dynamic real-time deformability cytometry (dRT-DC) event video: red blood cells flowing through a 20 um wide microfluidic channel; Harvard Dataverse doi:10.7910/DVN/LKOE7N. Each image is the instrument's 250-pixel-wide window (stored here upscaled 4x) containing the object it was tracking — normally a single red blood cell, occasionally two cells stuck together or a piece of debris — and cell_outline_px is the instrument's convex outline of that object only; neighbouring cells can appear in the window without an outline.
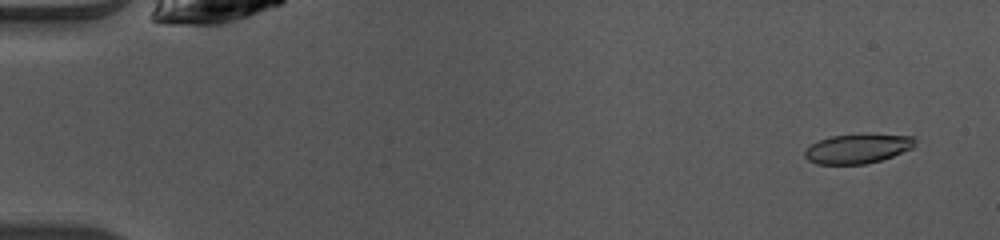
{"species": "common noctule bat (a hibernating species)", "species_latin": "Nyctalus noctula", "temperature_condition": "warm", "stored_images_in_passage": 48, "camera_frame_rate_fps": 3000, "um_per_image_px": 0.085, "animal": {"sex": "female", "body_mass_g": 10.0, "forearm_length_mm": 53.1}, "frame": {"image": 1, "passage_image": 3, "time_ms": 0.667, "image_size_px": [1000, 240], "cell_outline_px": [[916, 140], [912, 148], [892, 156], [880, 160], [864, 164], [816, 164], [808, 160], [804, 156], [804, 152], [812, 144], [820, 140], [832, 136], [916, 136]], "centroid_in_image_um": [72.86, 12.67], "position_along_channel_um": 12.1, "area_um2": 18.09}}
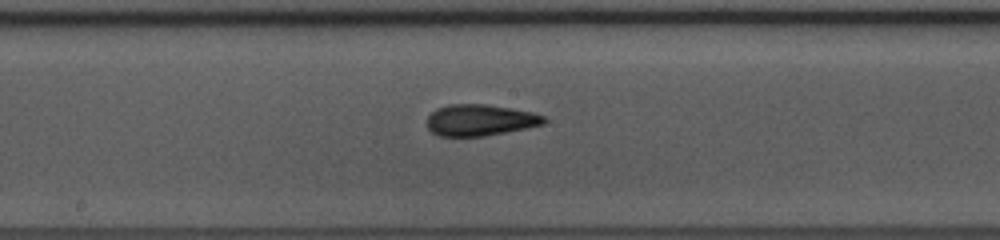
{"frame": {"image": 2, "passage_image": 26, "time_ms": 8.333, "image_size_px": [1000, 240], "cell_outline_px": [[548, 120], [544, 124], [484, 136], [440, 136], [432, 132], [428, 128], [428, 116], [436, 108], [448, 104], [484, 104], [532, 112], [544, 116]], "centroid_in_image_um": [40.79, 10.2], "position_along_channel_um": 207.4, "area_um2": 21.15}}
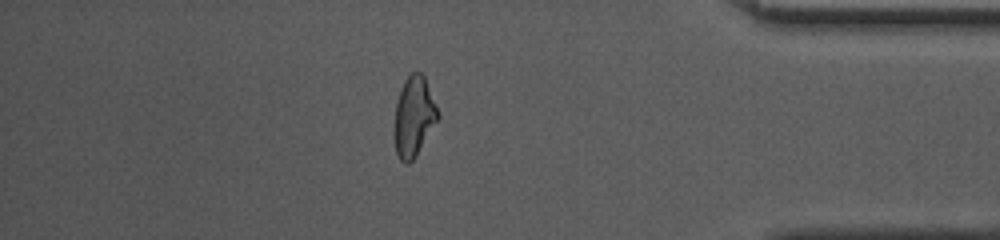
{"frame": {"image": 3, "passage_image": 42, "time_ms": 13.667, "image_size_px": [1000, 240], "cell_outline_px": [[440, 116], [416, 156], [408, 164], [404, 164], [400, 160], [396, 152], [392, 132], [396, 100], [404, 80], [412, 72], [420, 72], [424, 76], [440, 112]], "centroid_in_image_um": [35.15, 9.93], "position_along_channel_um": 400.0, "area_um2": 20.75}, "authors_computed_cell_mechanics": {"area_um2": 20.6057, "velocity_mm_per_s": 4.1319, "shape_relaxation_time_tau1_ms": 3.378, "shape_relaxation_time_tau2_ms": 1.965, "deformation_change_tau1": 0.1585, "deformation_change_tau2": 0.1064}}